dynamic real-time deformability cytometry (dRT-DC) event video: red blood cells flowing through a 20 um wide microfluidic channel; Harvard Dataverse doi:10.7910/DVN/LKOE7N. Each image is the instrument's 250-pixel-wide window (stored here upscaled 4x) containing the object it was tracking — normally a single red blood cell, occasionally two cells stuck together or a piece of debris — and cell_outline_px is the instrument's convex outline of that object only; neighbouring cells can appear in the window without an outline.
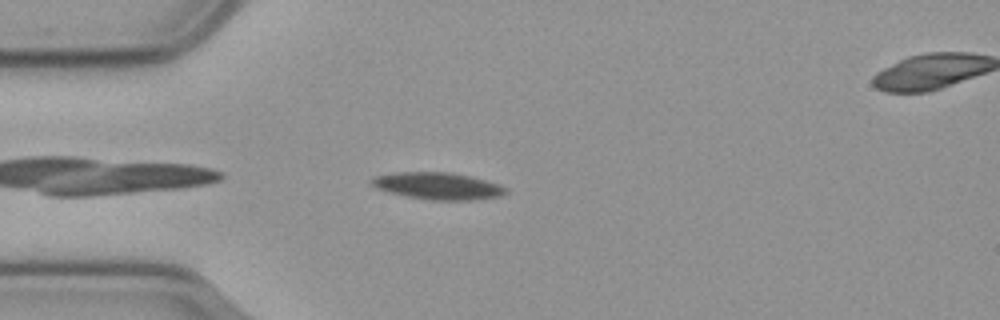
{"species": "common noctule bat (a hibernating species)", "species_latin": "Nyctalus noctula", "temperature_condition": "cold", "stored_images_in_passage": 46, "camera_frame_rate_fps": 3000, "um_per_image_px": 0.085, "animal": {"sex": "male", "body_mass_g": 23.1, "forearm_length_mm": 52.7}, "frame": {"image": 1, "passage_image": 3, "time_ms": 0.667, "image_size_px": [1000, 320], "cell_outline_px": [[508, 192], [500, 196], [472, 200], [432, 200], [408, 196], [388, 192], [368, 184], [368, 180], [372, 176], [396, 172], [448, 172], [468, 176], [500, 184], [508, 188]], "centroid_in_image_um": [37.18, 15.8], "position_along_channel_um": 47.8, "area_um2": 21.15}}
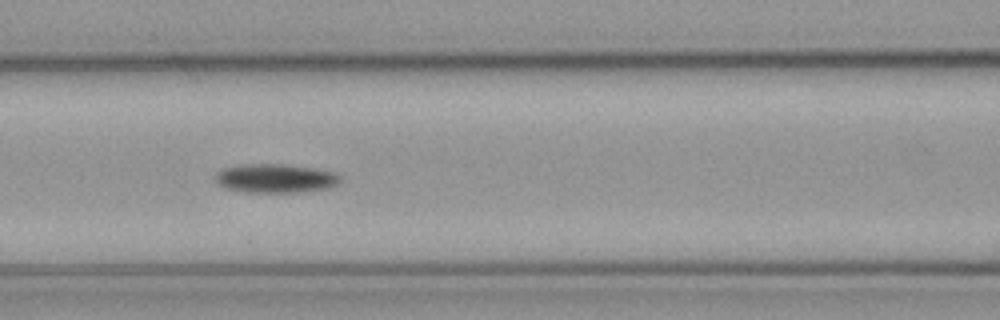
{"frame": {"image": 2, "passage_image": 12, "time_ms": 3.667, "image_size_px": [1000, 320], "cell_outline_px": [[344, 180], [340, 184], [328, 188], [300, 192], [248, 192], [224, 188], [216, 184], [212, 176], [216, 172], [224, 168], [240, 164], [284, 164], [316, 168], [336, 172]], "centroid_in_image_um": [23.42, 15.15], "position_along_channel_um": 143.2, "area_um2": 21.56}}
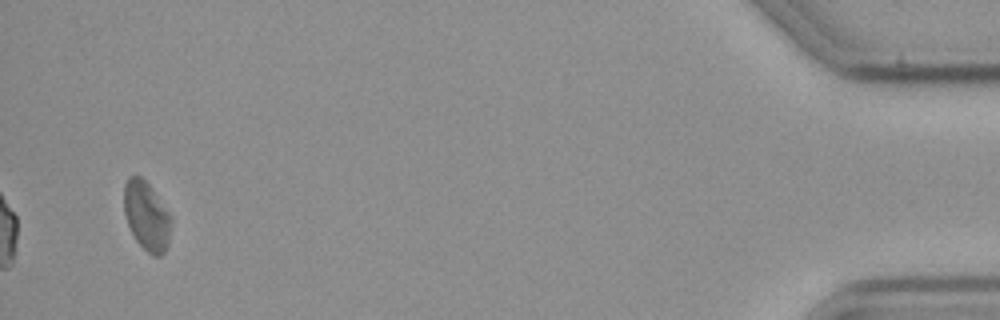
{"frame": {"image": 3, "passage_image": 43, "time_ms": 14.0, "image_size_px": [1000, 320], "cell_outline_px": [[172, 220], [168, 244], [164, 252], [160, 256], [152, 256], [136, 240], [128, 224], [124, 212], [124, 184], [128, 176], [140, 176], [148, 184], [172, 216]], "centroid_in_image_um": [12.47, 18.36], "position_along_channel_um": 422.7, "area_um2": 18.84}}